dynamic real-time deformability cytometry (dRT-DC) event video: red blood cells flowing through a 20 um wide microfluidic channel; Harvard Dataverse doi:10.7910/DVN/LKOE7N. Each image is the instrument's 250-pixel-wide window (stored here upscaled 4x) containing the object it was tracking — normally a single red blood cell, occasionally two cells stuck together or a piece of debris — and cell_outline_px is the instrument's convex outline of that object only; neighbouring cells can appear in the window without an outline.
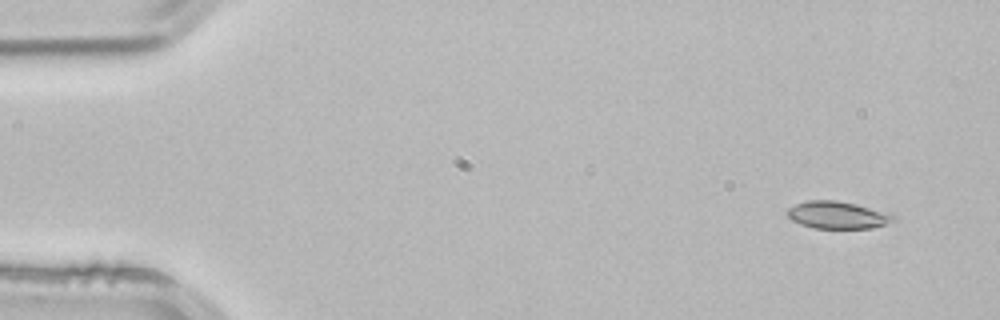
{"species": "common noctule bat (a hibernating species)", "species_latin": "Nyctalus noctula", "temperature_condition": "room temperature", "stored_images_in_passage": 3, "camera_frame_rate_fps": 3000, "um_per_image_px": 0.085, "animal": {"sex": "male", "body_mass_g": 21.5, "forearm_length_mm": 52.0}, "frame": {"image": 1, "passage_image": 1, "time_ms": 0.0, "image_size_px": [1000, 320], "cell_outline_px": [[896, 220], [872, 228], [812, 228], [800, 224], [792, 220], [784, 212], [788, 208], [796, 204], [808, 200], [836, 200], [856, 204], [896, 216]], "centroid_in_image_um": [71.13, 18.28], "position_along_channel_um": 13.9, "area_um2": 16.76}}
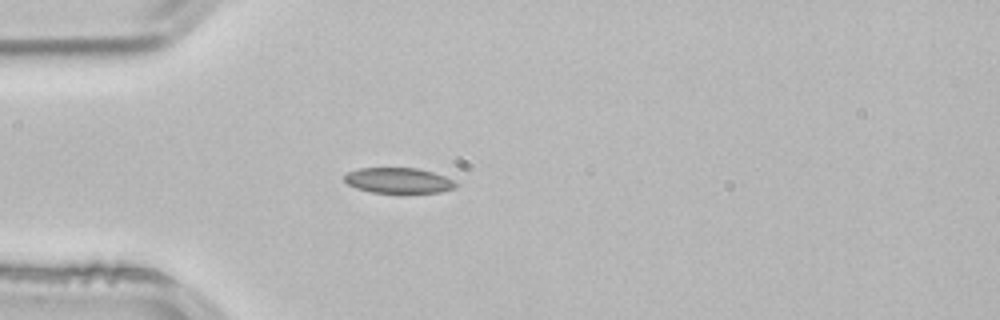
{"frame": {"image": 2, "passage_image": 3, "time_ms": 0.667, "image_size_px": [1000, 320], "cell_outline_px": [[456, 188], [440, 192], [372, 192], [356, 188], [348, 184], [344, 180], [344, 176], [348, 172], [360, 168], [416, 168], [432, 172], [444, 176], [452, 180], [456, 184]], "centroid_in_image_um": [33.85, 15.33], "position_along_channel_um": 51.2, "area_um2": 16.24}}